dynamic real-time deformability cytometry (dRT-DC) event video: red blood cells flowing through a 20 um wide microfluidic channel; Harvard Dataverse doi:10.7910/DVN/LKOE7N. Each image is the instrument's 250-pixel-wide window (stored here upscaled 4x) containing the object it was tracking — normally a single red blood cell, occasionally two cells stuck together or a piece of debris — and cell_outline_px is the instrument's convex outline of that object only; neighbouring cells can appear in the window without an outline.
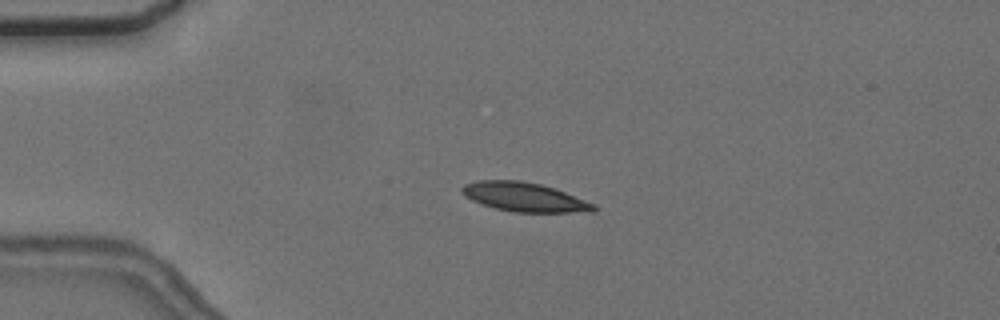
{"species": "common noctule bat (a hibernating species)", "species_latin": "Nyctalus noctula", "temperature_condition": "cold", "stored_images_in_passage": 42, "camera_frame_rate_fps": 3000, "um_per_image_px": 0.085, "animal": {"sex": "female", "body_mass_g": 24.6, "forearm_length_mm": 56.2}, "frame": {"image": 1, "passage_image": 13, "time_ms": 4.0, "image_size_px": [1000, 320], "cell_outline_px": [[596, 212], [512, 212], [496, 208], [472, 200], [464, 196], [460, 192], [460, 188], [464, 184], [476, 180], [520, 180], [540, 184], [564, 192], [596, 204]], "centroid_in_image_um": [44.55, 16.75], "position_along_channel_um": 40.4, "area_um2": 22.31}}
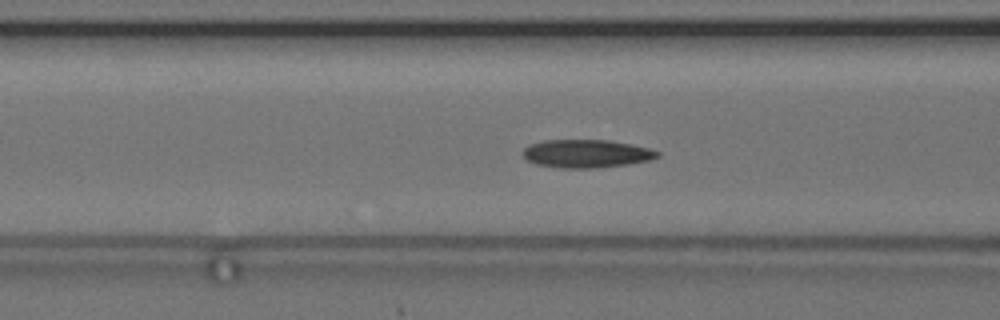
{"frame": {"image": 2, "passage_image": 22, "time_ms": 7.0, "image_size_px": [1000, 320], "cell_outline_px": [[660, 156], [652, 160], [628, 164], [592, 168], [560, 168], [536, 164], [528, 160], [520, 152], [528, 144], [544, 140], [608, 140], [632, 144], [648, 148], [660, 152]], "centroid_in_image_um": [49.84, 13.05], "position_along_channel_um": 116.8, "area_um2": 22.2}}
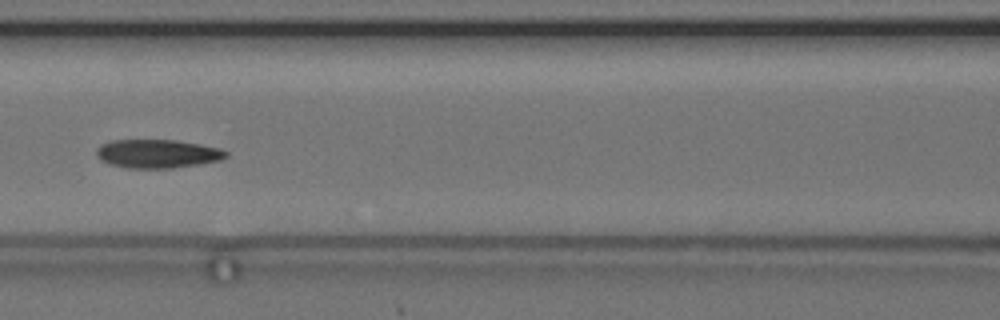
{"frame": {"image": 3, "passage_image": 25, "time_ms": 8.0, "image_size_px": [1000, 320], "cell_outline_px": [[228, 156], [220, 160], [200, 164], [172, 168], [128, 168], [108, 164], [100, 160], [96, 156], [96, 148], [100, 144], [112, 140], [176, 140], [200, 144], [220, 148], [228, 152]], "centroid_in_image_um": [13.36, 13.06], "position_along_channel_um": 153.2, "area_um2": 21.79}}